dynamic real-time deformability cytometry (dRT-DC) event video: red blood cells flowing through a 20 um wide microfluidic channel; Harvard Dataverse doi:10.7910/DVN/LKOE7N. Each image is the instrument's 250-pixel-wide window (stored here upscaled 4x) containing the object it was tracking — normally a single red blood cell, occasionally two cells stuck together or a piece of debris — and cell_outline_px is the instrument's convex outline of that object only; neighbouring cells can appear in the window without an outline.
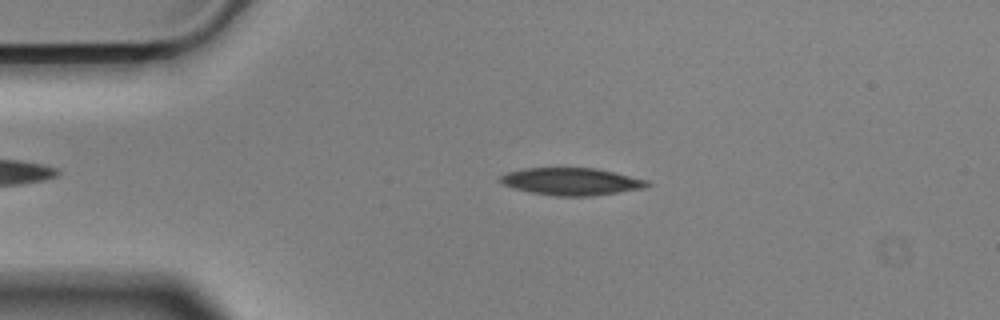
{"species": "Egyptian fruit bat (a non-hibernating species)", "species_latin": "Rousettus aegyptiacus", "temperature_condition": "cold", "stored_images_in_passage": 48, "camera_frame_rate_fps": 3000, "um_per_image_px": 0.085, "animal": {"sex": "male"}, "frame": {"image": 1, "passage_image": 10, "time_ms": 3.0, "image_size_px": [1000, 320], "cell_outline_px": [[652, 184], [644, 188], [592, 196], [556, 196], [532, 192], [516, 188], [504, 184], [496, 180], [500, 176], [508, 172], [524, 168], [596, 168], [648, 180]], "centroid_in_image_um": [48.58, 15.42], "position_along_channel_um": 36.4, "area_um2": 23.24}}
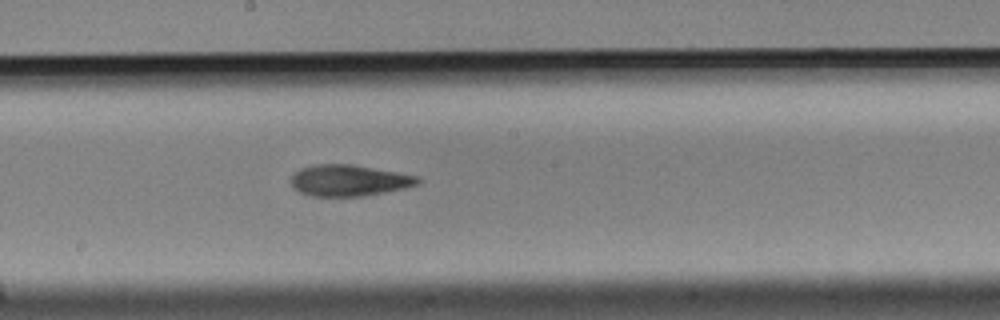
{"frame": {"image": 2, "passage_image": 28, "time_ms": 9.0, "image_size_px": [1000, 320], "cell_outline_px": [[424, 180], [420, 184], [404, 188], [364, 196], [312, 196], [300, 192], [292, 188], [292, 176], [300, 168], [316, 164], [352, 164], [420, 176]], "centroid_in_image_um": [29.71, 15.33], "position_along_channel_um": 218.5, "area_um2": 23.24}}
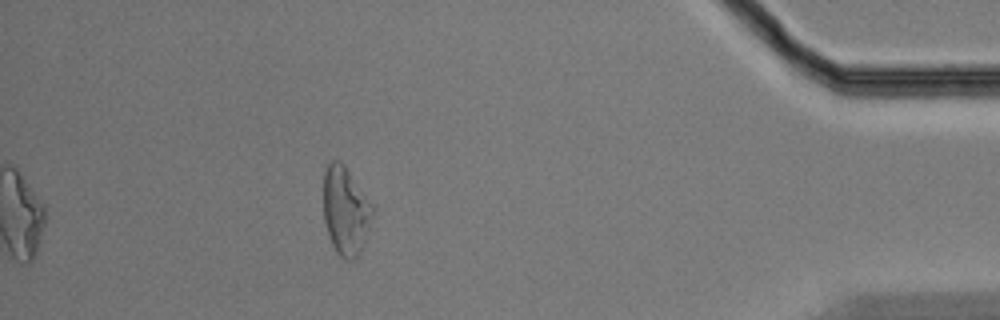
{"frame": {"image": 3, "passage_image": 48, "time_ms": 15.667, "image_size_px": [1000, 320], "cell_outline_px": [[376, 208], [360, 252], [352, 260], [348, 260], [340, 256], [336, 252], [332, 244], [324, 220], [324, 172], [328, 164], [332, 160], [340, 160], [344, 164]], "centroid_in_image_um": [29.39, 17.89], "position_along_channel_um": 405.8, "area_um2": 25.26}, "authors_computed_cell_mechanics": {"area_um2": 23.2356, "velocity_mm_per_s": 3.561, "shape_relaxation_time_tau1_ms": 4.4321, "shape_relaxation_time_tau2_ms": 4.7719, "deformation_change_tau1": 0.1506, "deformation_change_tau2": 0.1261}}